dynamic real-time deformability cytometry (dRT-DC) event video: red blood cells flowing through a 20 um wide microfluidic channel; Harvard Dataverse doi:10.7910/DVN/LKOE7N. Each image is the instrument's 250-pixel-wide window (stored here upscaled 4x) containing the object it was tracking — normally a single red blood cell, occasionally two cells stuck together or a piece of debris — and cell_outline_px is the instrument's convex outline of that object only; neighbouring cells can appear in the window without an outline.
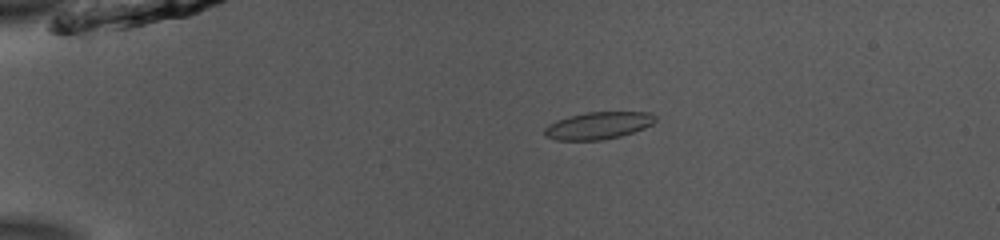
{"species": "common noctule bat (a hibernating species)", "species_latin": "Nyctalus noctula", "temperature_condition": "room temperature", "stored_images_in_passage": 45, "camera_frame_rate_fps": 3000, "um_per_image_px": 0.085, "animal": {"sex": "male", "body_mass_g": 13.0, "forearm_length_mm": 53.1}, "frame": {"image": 1, "passage_image": 4, "time_ms": 1.0, "image_size_px": [1000, 240], "cell_outline_px": [[656, 120], [652, 124], [644, 128], [620, 136], [600, 140], [556, 140], [544, 136], [544, 128], [548, 124], [556, 120], [588, 112], [652, 112], [656, 116]], "centroid_in_image_um": [50.85, 10.67], "position_along_channel_um": 34.2, "area_um2": 17.51}}
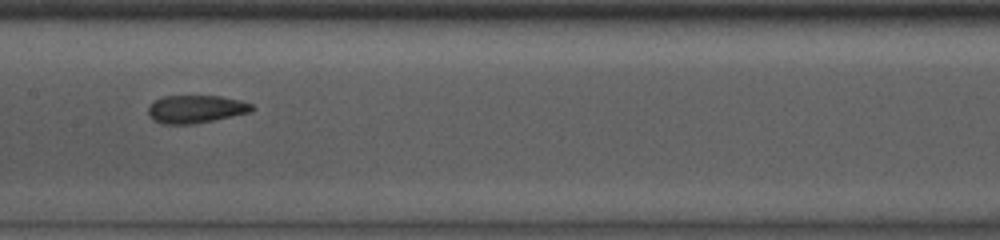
{"frame": {"image": 2, "passage_image": 20, "time_ms": 6.333, "image_size_px": [1000, 240], "cell_outline_px": [[256, 108], [252, 112], [192, 124], [164, 124], [152, 120], [148, 116], [148, 108], [156, 100], [164, 96], [220, 96], [240, 100], [252, 104]], "centroid_in_image_um": [16.66, 9.27], "position_along_channel_um": 190.7, "area_um2": 16.82}}
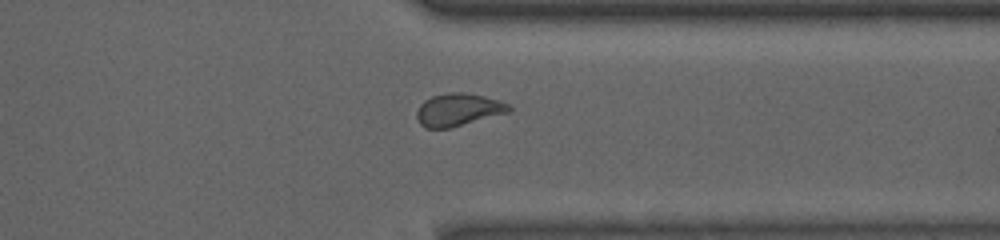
{"frame": {"image": 3, "passage_image": 34, "time_ms": 11.0, "image_size_px": [1000, 240], "cell_outline_px": [[512, 112], [448, 128], [424, 128], [420, 124], [416, 116], [416, 112], [420, 104], [424, 100], [432, 96], [448, 92], [464, 92], [484, 96], [500, 100], [508, 104], [512, 108]], "centroid_in_image_um": [38.96, 9.32], "position_along_channel_um": 372.4, "area_um2": 17.69}, "authors_computed_cell_mechanics": {"area_um2": 17.3978, "velocity_mm_per_s": 3.911, "shape_relaxation_time_tau1_ms": 10.459, "shape_relaxation_time_tau2_ms": 1.5318, "deformation_change_tau1": 0.2557, "deformation_change_tau2": 0.0532}}